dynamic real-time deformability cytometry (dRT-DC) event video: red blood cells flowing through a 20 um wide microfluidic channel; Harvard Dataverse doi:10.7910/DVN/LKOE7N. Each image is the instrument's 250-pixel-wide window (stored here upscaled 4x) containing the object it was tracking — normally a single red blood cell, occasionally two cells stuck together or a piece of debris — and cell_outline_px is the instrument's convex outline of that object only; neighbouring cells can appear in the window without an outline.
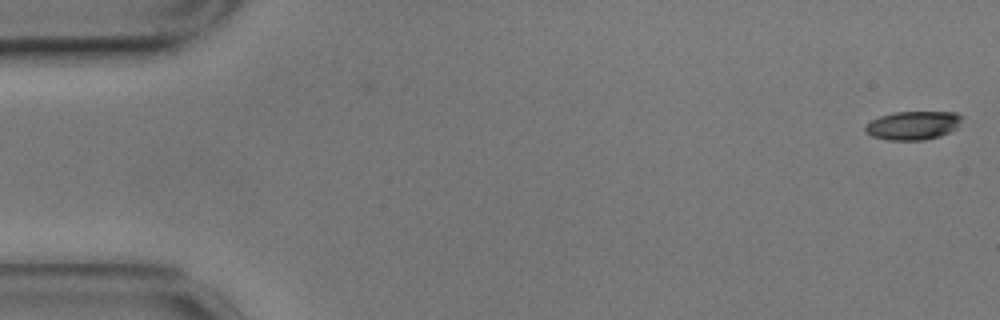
{"species": "common noctule bat (a hibernating species)", "species_latin": "Nyctalus noctula", "temperature_condition": "cold", "stored_images_in_passage": 10, "camera_frame_rate_fps": 3000, "um_per_image_px": 0.085, "animal": {"sex": "male", "body_mass_g": 17.9}, "frame": {"image": 1, "passage_image": 1, "time_ms": 0.0, "image_size_px": [1000, 320], "cell_outline_px": [[964, 116], [956, 128], [940, 136], [924, 140], [888, 140], [872, 136], [864, 128], [872, 120], [880, 116], [896, 112], [956, 112]], "centroid_in_image_um": [77.64, 10.65], "position_along_channel_um": 7.4, "area_um2": 15.95}}